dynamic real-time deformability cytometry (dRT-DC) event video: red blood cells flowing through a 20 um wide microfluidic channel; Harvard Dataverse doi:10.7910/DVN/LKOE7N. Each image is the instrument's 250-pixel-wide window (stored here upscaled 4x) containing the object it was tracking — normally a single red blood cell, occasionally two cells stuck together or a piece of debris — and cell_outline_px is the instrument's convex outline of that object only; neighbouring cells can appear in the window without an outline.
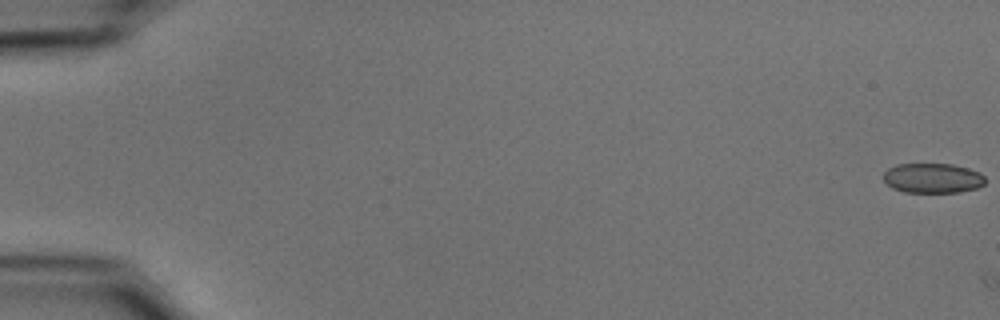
{"species": "common noctule bat (a hibernating species)", "species_latin": "Nyctalus noctula", "temperature_condition": "cold", "stored_images_in_passage": 2, "camera_frame_rate_fps": 3000, "um_per_image_px": 0.085, "animal": {"sex": "male", "body_mass_g": 15.6}, "frame": {"image": 1, "passage_image": 1, "time_ms": 0.0, "image_size_px": [1000, 320], "cell_outline_px": [[984, 184], [976, 188], [960, 192], [904, 192], [892, 188], [884, 180], [884, 172], [888, 168], [896, 164], [952, 164], [968, 168], [980, 172], [984, 176]], "centroid_in_image_um": [79.27, 15.14], "position_along_channel_um": 5.7, "area_um2": 17.69}}